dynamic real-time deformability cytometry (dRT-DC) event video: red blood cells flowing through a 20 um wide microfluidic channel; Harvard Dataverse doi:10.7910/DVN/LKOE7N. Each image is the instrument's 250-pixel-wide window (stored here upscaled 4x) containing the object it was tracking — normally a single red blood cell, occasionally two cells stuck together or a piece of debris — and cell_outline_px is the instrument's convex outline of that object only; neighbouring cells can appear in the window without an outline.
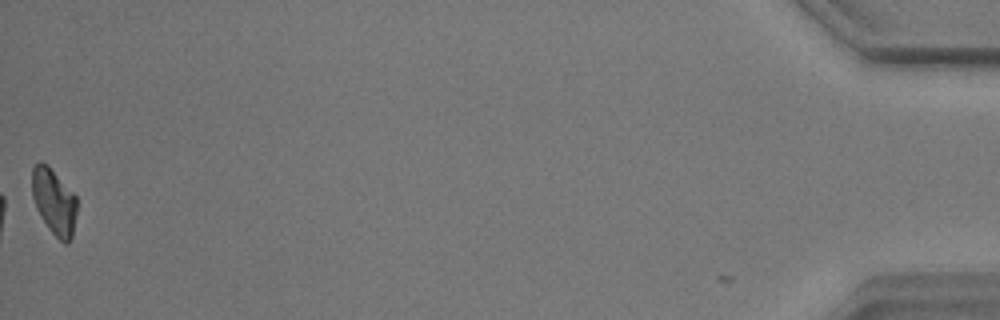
{"species": "common noctule bat (a hibernating species)", "species_latin": "Nyctalus noctula", "temperature_condition": "warm", "stored_images_in_passage": 51, "camera_frame_rate_fps": 3000, "um_per_image_px": 0.085, "animal": {"sex": "male", "body_mass_g": 17.9}, "frame": {"image": 1, "passage_image": 50, "time_ms": 16.333, "image_size_px": [1000, 320], "cell_outline_px": [[76, 212], [72, 236], [68, 244], [64, 244], [48, 228], [36, 208], [32, 196], [32, 168], [40, 160], [48, 164], [76, 196]], "centroid_in_image_um": [4.58, 17.12], "position_along_channel_um": 430.6, "area_um2": 17.22}, "authors_computed_cell_mechanics": {"area_um2": 18.4382, "velocity_mm_per_s": 3.4612, "shape_relaxation_time_tau1_ms": 2.6011, "shape_relaxation_time_tau2_ms": 4.4313, "deformation_change_tau1": 0.1588, "deformation_change_tau2": 0.0987}}